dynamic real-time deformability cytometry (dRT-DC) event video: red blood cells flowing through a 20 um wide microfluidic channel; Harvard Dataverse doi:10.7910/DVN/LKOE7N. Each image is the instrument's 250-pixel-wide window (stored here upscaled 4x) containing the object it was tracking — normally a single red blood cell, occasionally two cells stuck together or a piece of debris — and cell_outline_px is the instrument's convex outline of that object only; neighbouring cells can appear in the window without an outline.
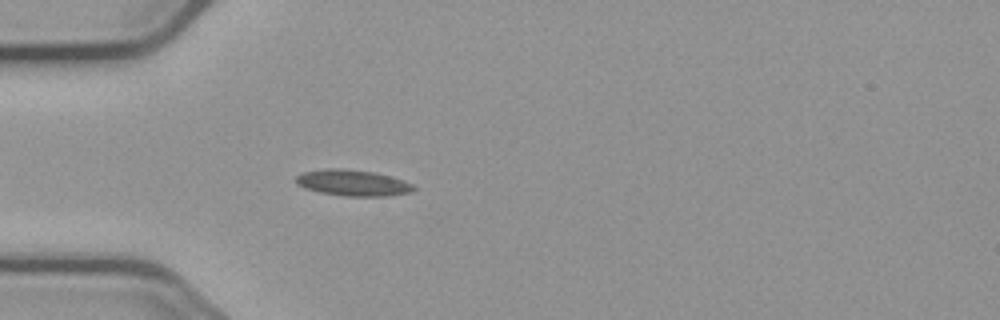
{"species": "common noctule bat (a hibernating species)", "species_latin": "Nyctalus noctula", "temperature_condition": "cold", "stored_images_in_passage": 14, "camera_frame_rate_fps": 3000, "um_per_image_px": 0.085, "animal": {"sex": "male", "body_mass_g": 23.1, "forearm_length_mm": 52.7}, "frame": {"image": 1, "passage_image": 7, "time_ms": 2.0, "image_size_px": [1000, 320], "cell_outline_px": [[416, 188], [412, 192], [388, 196], [344, 196], [320, 192], [304, 188], [296, 184], [296, 176], [304, 172], [328, 168], [340, 168], [372, 172], [392, 176], [404, 180], [412, 184]], "centroid_in_image_um": [30.01, 15.55], "position_along_channel_um": 55.0, "area_um2": 17.92}}
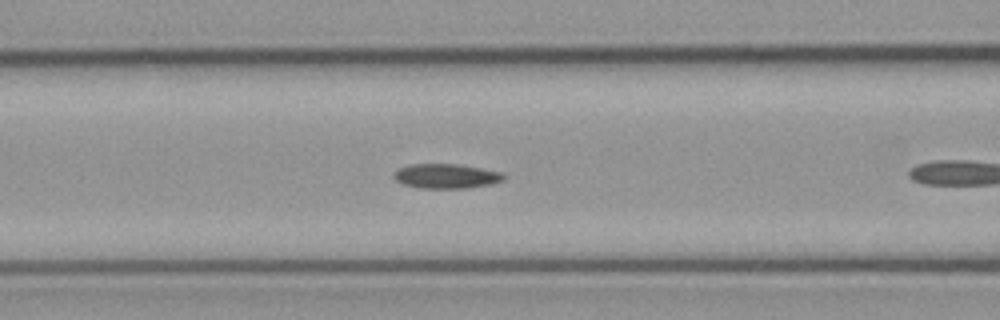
{"frame": {"image": 2, "passage_image": 10, "time_ms": 3.0, "image_size_px": [1000, 320], "cell_outline_px": [[508, 176], [504, 180], [492, 184], [464, 188], [420, 188], [404, 184], [396, 180], [392, 176], [400, 168], [408, 164], [456, 164], [504, 172]], "centroid_in_image_um": [37.98, 14.97], "position_along_channel_um": 128.6, "area_um2": 15.78}}